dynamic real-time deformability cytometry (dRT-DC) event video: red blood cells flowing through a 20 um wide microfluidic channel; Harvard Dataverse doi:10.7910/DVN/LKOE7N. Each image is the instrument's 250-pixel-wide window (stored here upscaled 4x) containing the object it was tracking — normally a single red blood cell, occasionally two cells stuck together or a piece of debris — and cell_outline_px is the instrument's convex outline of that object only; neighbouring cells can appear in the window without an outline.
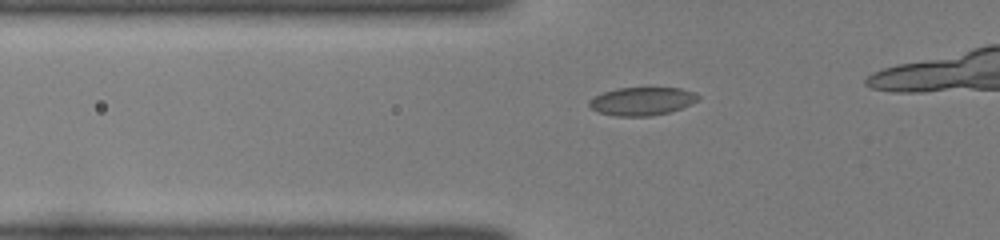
{"species": "common noctule bat (a hibernating species)", "species_latin": "Nyctalus noctula", "temperature_condition": "room temperature", "stored_images_in_passage": 37, "camera_frame_rate_fps": 3000, "um_per_image_px": 0.085, "animal": {"sex": "female", "body_mass_g": 22.0, "forearm_length_mm": 56.7}, "frame": {"image": 1, "passage_image": 12, "time_ms": 3.667, "image_size_px": [1000, 240], "cell_outline_px": [[700, 96], [696, 100], [680, 108], [668, 112], [648, 116], [616, 116], [600, 112], [592, 108], [588, 104], [588, 100], [604, 92], [616, 88], [680, 88], [696, 92]], "centroid_in_image_um": [54.55, 8.59], "position_along_channel_um": 71.2, "area_um2": 17.57}}
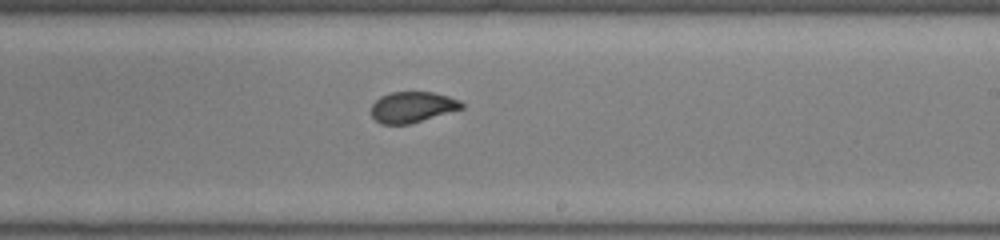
{"frame": {"image": 2, "passage_image": 26, "time_ms": 8.333, "image_size_px": [1000, 240], "cell_outline_px": [[464, 108], [408, 124], [380, 124], [372, 116], [372, 104], [380, 96], [392, 92], [432, 92], [448, 96], [460, 100], [464, 104]], "centroid_in_image_um": [35.05, 9.09], "position_along_channel_um": 253.9, "area_um2": 16.13}}
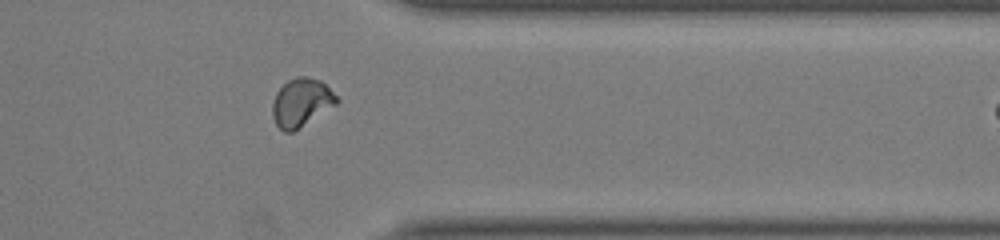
{"frame": {"image": 3, "passage_image": 36, "time_ms": 11.667, "image_size_px": [1000, 240], "cell_outline_px": [[340, 100], [336, 104], [292, 132], [284, 132], [276, 124], [272, 116], [272, 104], [276, 92], [288, 80], [296, 76], [308, 76], [320, 80]], "centroid_in_image_um": [25.58, 8.7], "position_along_channel_um": 385.8, "area_um2": 17.8}}